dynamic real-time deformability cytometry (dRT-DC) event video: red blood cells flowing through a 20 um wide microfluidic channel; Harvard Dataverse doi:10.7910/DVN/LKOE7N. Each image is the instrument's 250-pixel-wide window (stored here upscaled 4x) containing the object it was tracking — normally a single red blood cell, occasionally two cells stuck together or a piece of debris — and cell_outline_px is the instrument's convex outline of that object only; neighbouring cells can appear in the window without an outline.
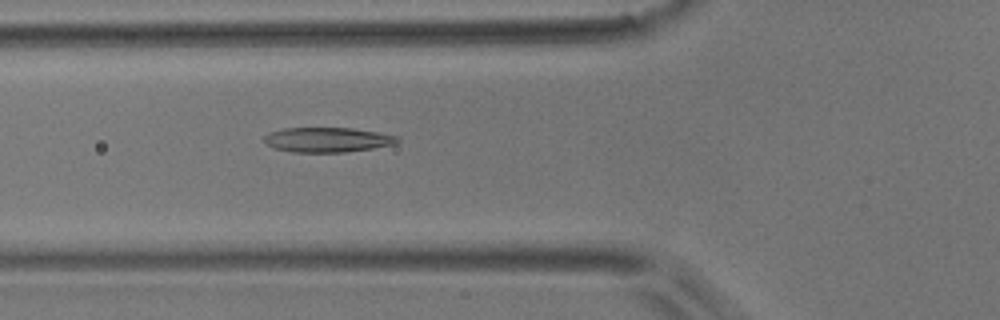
{"species": "common noctule bat (a hibernating species)", "species_latin": "Nyctalus noctula", "temperature_condition": "room temperature", "stored_images_in_passage": 52, "camera_frame_rate_fps": 3000, "um_per_image_px": 0.085, "animal": {"sex": "male", "body_mass_g": 17.9}, "frame": {"image": 1, "passage_image": 19, "time_ms": 6.0, "image_size_px": [1000, 320], "cell_outline_px": [[400, 140], [396, 144], [372, 148], [344, 152], [292, 152], [276, 148], [268, 144], [264, 140], [264, 136], [272, 132], [284, 128], [352, 128], [400, 136]], "centroid_in_image_um": [27.88, 11.88], "position_along_channel_um": 97.9, "area_um2": 19.07}}
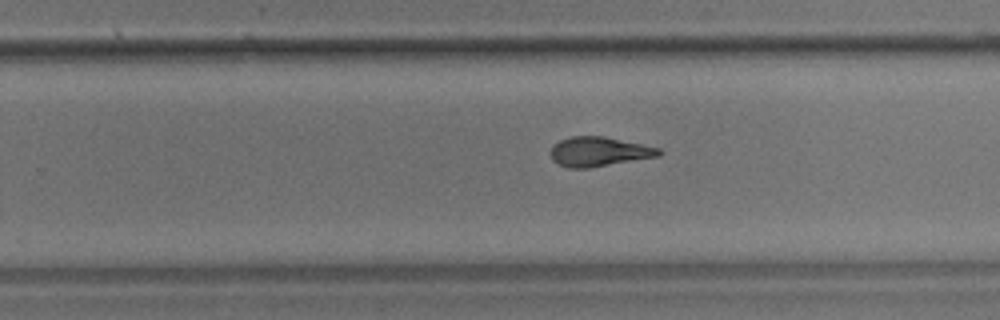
{"frame": {"image": 2, "passage_image": 33, "time_ms": 10.667, "image_size_px": [1000, 320], "cell_outline_px": [[664, 152], [660, 156], [588, 168], [568, 168], [556, 164], [552, 160], [552, 144], [560, 140], [572, 136], [604, 136], [660, 148]], "centroid_in_image_um": [50.91, 12.89], "position_along_channel_um": 278.9, "area_um2": 18.67}}
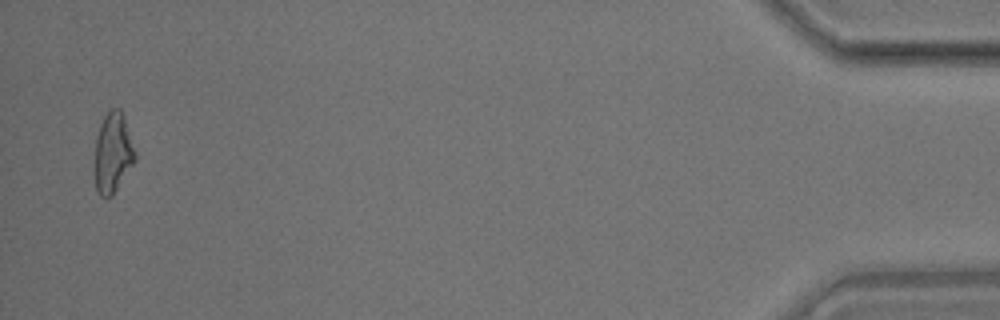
{"frame": {"image": 3, "passage_image": 51, "time_ms": 16.667, "image_size_px": [1000, 320], "cell_outline_px": [[136, 160], [112, 196], [100, 196], [96, 188], [92, 172], [92, 164], [96, 136], [100, 124], [104, 116], [112, 108], [120, 108], [124, 116], [136, 152]], "centroid_in_image_um": [9.55, 13.0], "position_along_channel_um": 425.6, "area_um2": 19.48}, "authors_computed_cell_mechanics": {"area_um2": 19.2474, "velocity_mm_per_s": 3.8629, "shape_relaxation_time_tau1_ms": 6.9914, "shape_relaxation_time_tau2_ms": 2.685, "deformation_change_tau1": 0.2162, "deformation_change_tau2": 0.1208}}